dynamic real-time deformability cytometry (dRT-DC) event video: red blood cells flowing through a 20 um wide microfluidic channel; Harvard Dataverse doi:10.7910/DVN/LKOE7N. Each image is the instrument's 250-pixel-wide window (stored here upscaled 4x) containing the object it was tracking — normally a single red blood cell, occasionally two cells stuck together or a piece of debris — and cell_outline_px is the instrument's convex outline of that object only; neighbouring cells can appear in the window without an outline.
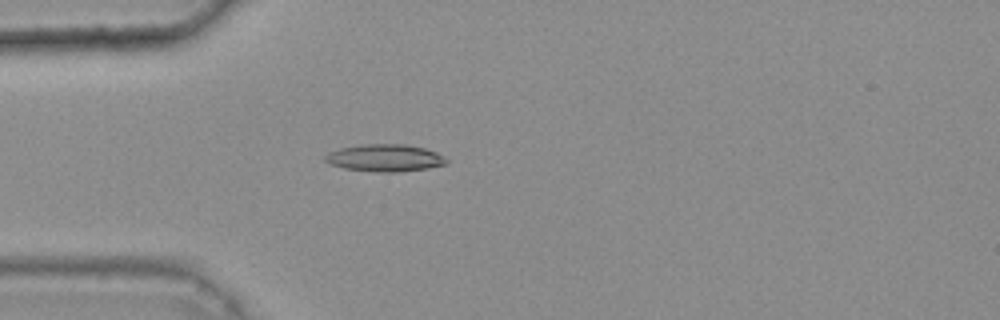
{"species": "common noctule bat (a hibernating species)", "species_latin": "Nyctalus noctula", "temperature_condition": "warm", "stored_images_in_passage": 46, "camera_frame_rate_fps": 3000, "um_per_image_px": 0.085, "animal": {"sex": "female", "body_mass_g": 25.1}, "frame": {"image": 1, "passage_image": 15, "time_ms": 4.667, "image_size_px": [1000, 320], "cell_outline_px": [[448, 160], [444, 164], [424, 168], [400, 172], [376, 172], [344, 168], [332, 164], [324, 160], [324, 156], [328, 152], [340, 148], [364, 144], [404, 144], [424, 148], [436, 152], [444, 156]], "centroid_in_image_um": [32.69, 13.42], "position_along_channel_um": 52.3, "area_um2": 19.07}}
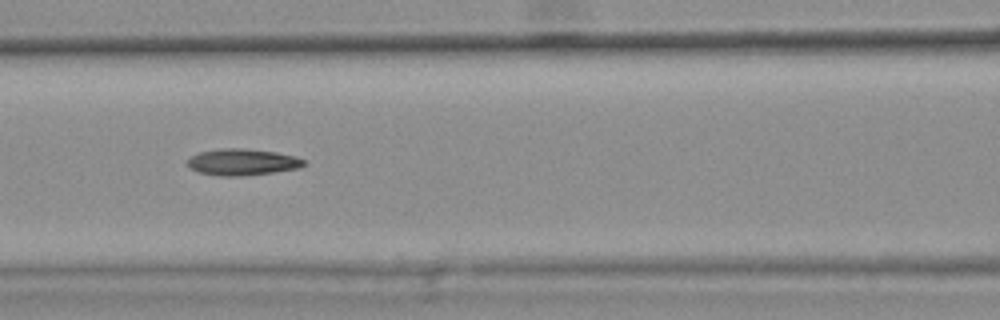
{"frame": {"image": 2, "passage_image": 23, "time_ms": 7.333, "image_size_px": [1000, 320], "cell_outline_px": [[304, 164], [300, 168], [272, 172], [240, 176], [220, 176], [200, 172], [192, 168], [188, 164], [188, 160], [192, 156], [200, 152], [224, 148], [240, 148], [276, 152], [292, 156], [304, 160]], "centroid_in_image_um": [20.6, 13.77], "position_along_channel_um": 146.0, "area_um2": 17.51}}
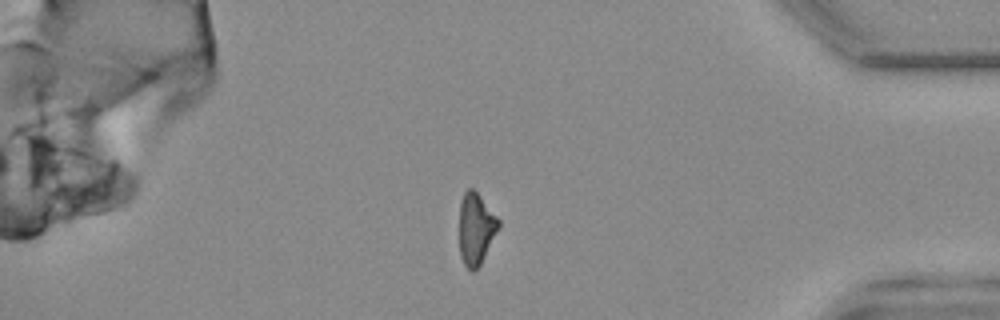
{"frame": {"image": 3, "passage_image": 45, "time_ms": 14.667, "image_size_px": [1000, 320], "cell_outline_px": [[500, 224], [480, 264], [472, 272], [464, 264], [460, 256], [460, 204], [464, 192], [468, 188], [472, 188], [480, 196], [500, 220]], "centroid_in_image_um": [40.44, 19.43], "position_along_channel_um": 394.8, "area_um2": 15.95}, "authors_computed_cell_mechanics": {"area_um2": 17.6001, "velocity_mm_per_s": 3.8018, "shape_relaxation_time_tau1_ms": 9.6316, "shape_relaxation_time_tau2_ms": 7.7776, "deformation_change_tau1": 0.2156, "deformation_change_tau2": 0.1713}}